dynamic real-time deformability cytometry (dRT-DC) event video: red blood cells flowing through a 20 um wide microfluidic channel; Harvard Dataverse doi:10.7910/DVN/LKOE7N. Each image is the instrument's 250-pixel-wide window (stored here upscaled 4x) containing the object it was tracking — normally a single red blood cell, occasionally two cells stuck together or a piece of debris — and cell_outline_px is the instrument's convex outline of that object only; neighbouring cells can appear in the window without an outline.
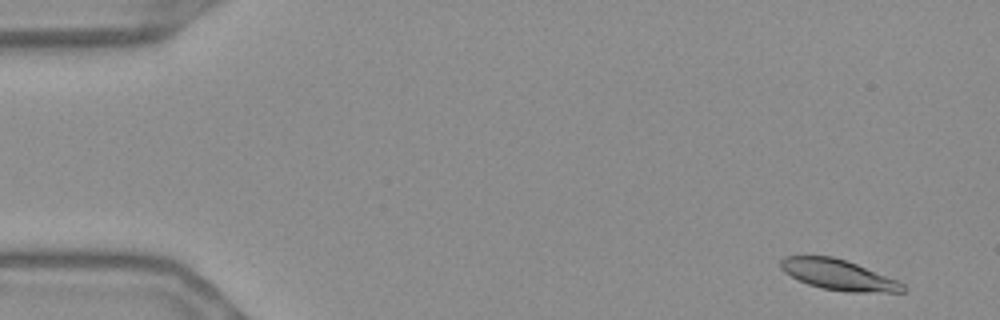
{"species": "Egyptian fruit bat (a non-hibernating species)", "species_latin": "Rousettus aegyptiacus", "temperature_condition": "warm", "stored_images_in_passage": 55, "camera_frame_rate_fps": 3000, "um_per_image_px": 0.085, "frame": {"image": 1, "passage_image": 3, "time_ms": 0.667, "image_size_px": [1000, 320], "cell_outline_px": [[908, 288], [904, 292], [848, 292], [820, 288], [808, 284], [784, 272], [780, 268], [780, 260], [784, 256], [832, 256], [856, 264], [896, 280], [904, 284]], "centroid_in_image_um": [71.26, 23.37], "position_along_channel_um": 13.7, "area_um2": 21.5}}
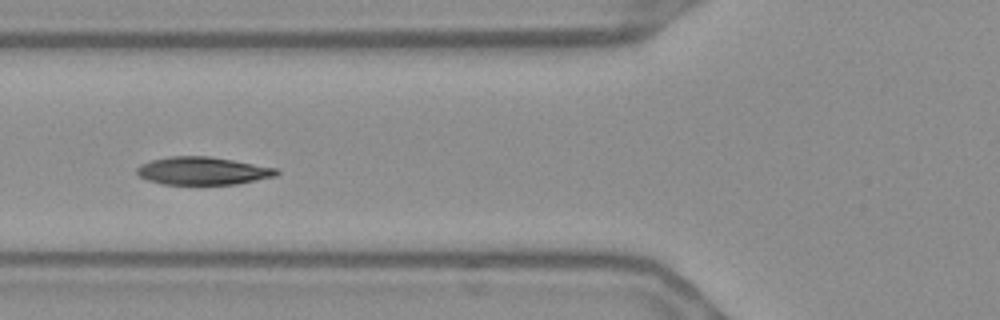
{"frame": {"image": 2, "passage_image": 21, "time_ms": 6.667, "image_size_px": [1000, 320], "cell_outline_px": [[280, 172], [276, 176], [236, 184], [160, 184], [148, 180], [140, 176], [136, 172], [136, 168], [140, 164], [152, 160], [168, 156], [208, 156], [232, 160], [276, 168]], "centroid_in_image_um": [17.2, 14.52], "position_along_channel_um": 108.6, "area_um2": 22.54}}
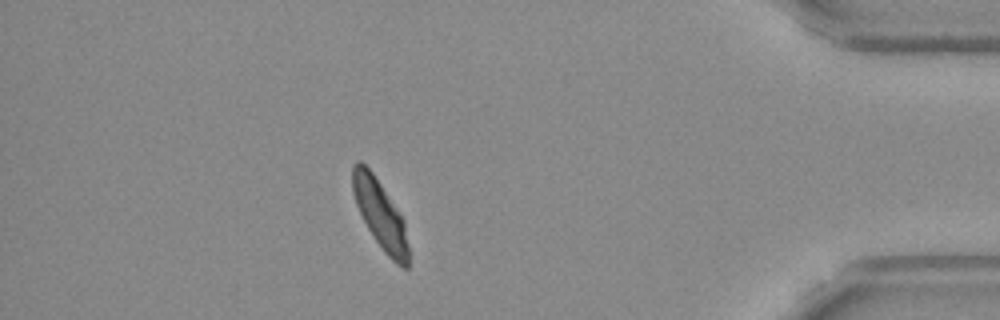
{"frame": {"image": 3, "passage_image": 49, "time_ms": 16.0, "image_size_px": [1000, 320], "cell_outline_px": [[408, 268], [404, 268], [396, 264], [384, 252], [372, 236], [356, 204], [352, 192], [352, 164], [356, 160], [360, 160], [372, 172], [404, 220], [408, 244]], "centroid_in_image_um": [32.3, 18.22], "position_along_channel_um": 402.9, "area_um2": 22.08}, "authors_computed_cell_mechanics": {"area_um2": 22.8888, "velocity_mm_per_s": 3.6236, "shape_relaxation_time_tau1_ms": 2.9507, "shape_relaxation_time_tau2_ms": null, "deformation_change_tau1": 0.1519, "deformation_change_tau2": null}}